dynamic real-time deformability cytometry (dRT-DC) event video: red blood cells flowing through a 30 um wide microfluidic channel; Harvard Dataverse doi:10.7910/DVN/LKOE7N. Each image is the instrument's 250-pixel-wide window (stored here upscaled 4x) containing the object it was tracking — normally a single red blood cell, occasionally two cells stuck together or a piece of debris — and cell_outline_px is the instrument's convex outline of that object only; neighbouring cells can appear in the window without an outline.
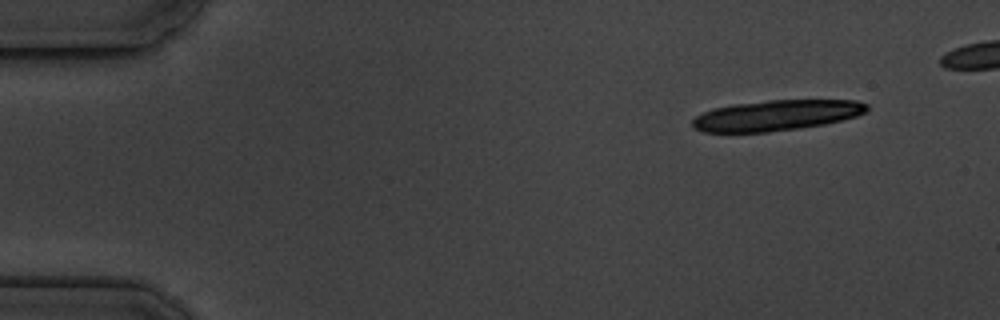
{"species": "common noctule bat (a hibernating species)", "species_latin": "Nyctalus noctula", "temperature_condition": "cold", "stored_images_in_passage": 5, "camera_frame_rate_fps": 3000, "um_per_image_px": 0.085, "animal": {"sex": "male", "body_mass_g": 19.5, "forearm_length_mm": 54.6}, "frame": {"image": 1, "passage_image": 1, "time_ms": 0.0, "image_size_px": [1000, 320], "cell_outline_px": [[868, 108], [864, 112], [856, 116], [824, 124], [800, 128], [768, 132], [704, 132], [692, 128], [692, 120], [696, 116], [712, 108], [732, 104], [768, 100], [856, 100], [868, 104]], "centroid_in_image_um": [65.95, 9.8], "position_along_channel_um": 19.0, "area_um2": 31.1}}